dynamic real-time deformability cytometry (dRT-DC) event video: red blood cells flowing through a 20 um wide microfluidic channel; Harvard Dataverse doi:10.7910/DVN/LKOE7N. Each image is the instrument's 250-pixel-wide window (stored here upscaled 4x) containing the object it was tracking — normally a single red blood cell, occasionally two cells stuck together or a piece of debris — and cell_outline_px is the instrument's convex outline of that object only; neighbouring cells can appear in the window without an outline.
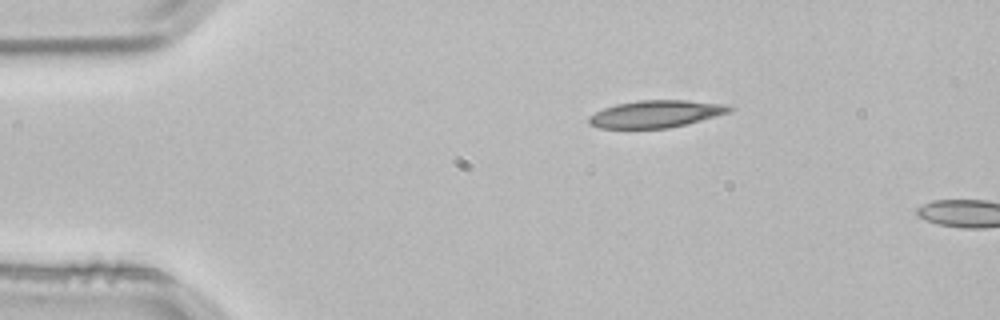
{"species": "common noctule bat (a hibernating species)", "species_latin": "Nyctalus noctula", "temperature_condition": "room temperature", "stored_images_in_passage": 3, "camera_frame_rate_fps": 3000, "um_per_image_px": 0.085, "animal": {"sex": "male", "body_mass_g": 21.5, "forearm_length_mm": 52.0}, "frame": {"image": 1, "passage_image": 1, "time_ms": 0.0, "image_size_px": [1000, 320], "cell_outline_px": [[736, 108], [732, 112], [688, 124], [668, 128], [600, 128], [588, 124], [588, 116], [604, 108], [616, 104], [640, 100], [688, 100], [728, 104]], "centroid_in_image_um": [55.82, 9.68], "position_along_channel_um": 29.2, "area_um2": 22.6}}